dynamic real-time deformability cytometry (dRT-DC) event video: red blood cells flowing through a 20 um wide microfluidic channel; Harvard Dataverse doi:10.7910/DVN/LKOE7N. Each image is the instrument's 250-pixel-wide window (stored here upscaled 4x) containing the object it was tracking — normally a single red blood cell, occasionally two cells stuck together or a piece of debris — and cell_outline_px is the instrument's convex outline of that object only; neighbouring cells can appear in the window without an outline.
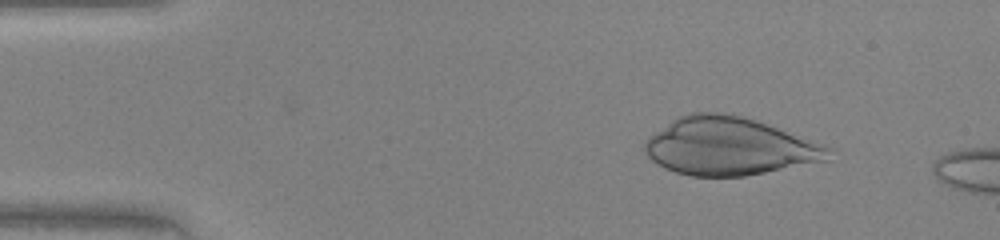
{"species": "human", "species_latin": "Homo sapiens", "temperature_condition": "warm", "stored_images_in_passage": 10, "camera_frame_rate_fps": 3000, "um_per_image_px": 0.085, "donor": {"sex": "female"}, "frame": {"image": 1, "passage_image": 5, "time_ms": 1.333, "image_size_px": [1000, 240], "cell_outline_px": [[832, 160], [744, 176], [692, 176], [676, 172], [664, 168], [656, 164], [648, 156], [644, 148], [644, 144], [648, 136], [676, 116], [688, 112], [724, 112], [744, 116], [756, 120], [824, 144], [832, 148]], "centroid_in_image_um": [61.99, 12.42], "position_along_channel_um": 23.0, "area_um2": 62.48}}